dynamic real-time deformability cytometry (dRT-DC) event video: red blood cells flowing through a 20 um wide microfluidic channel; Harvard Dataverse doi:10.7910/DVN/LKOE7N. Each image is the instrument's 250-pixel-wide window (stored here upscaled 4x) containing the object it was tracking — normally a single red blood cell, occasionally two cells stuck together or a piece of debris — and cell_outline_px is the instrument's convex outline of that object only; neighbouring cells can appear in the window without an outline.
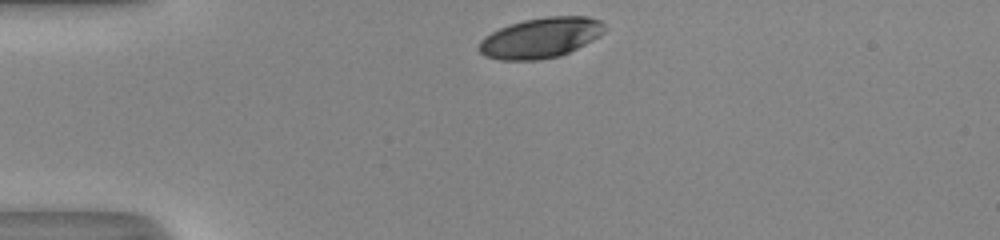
{"species": "human", "species_latin": "Homo sapiens", "temperature_condition": "room temperature", "stored_images_in_passage": 30, "camera_frame_rate_fps": 3000, "um_per_image_px": 0.085, "donor": {"sex": "male"}, "frame": {"image": 1, "passage_image": 1, "time_ms": 0.0, "image_size_px": [1000, 240], "cell_outline_px": [[608, 28], [600, 36], [560, 56], [540, 60], [500, 60], [484, 56], [476, 48], [480, 40], [484, 36], [500, 28], [524, 20], [548, 16], [588, 16], [600, 20]], "centroid_in_image_um": [45.95, 3.22], "position_along_channel_um": 39.1, "area_um2": 29.65}}
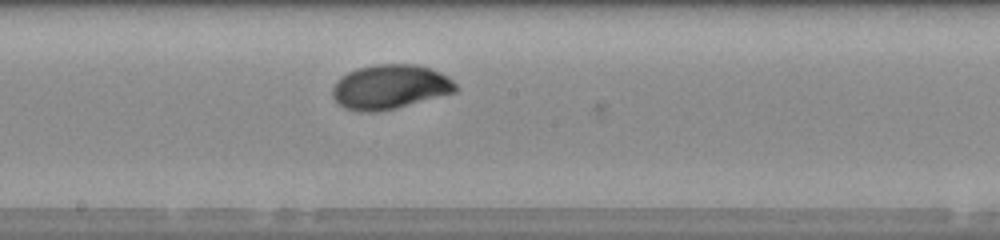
{"frame": {"image": 2, "passage_image": 17, "time_ms": 5.333, "image_size_px": [1000, 240], "cell_outline_px": [[460, 88], [456, 92], [396, 108], [380, 112], [360, 112], [344, 108], [332, 96], [332, 88], [336, 80], [340, 76], [356, 68], [376, 64], [416, 64], [440, 72], [448, 76]], "centroid_in_image_um": [33.14, 7.39], "position_along_channel_um": 215.1, "area_um2": 32.19}}
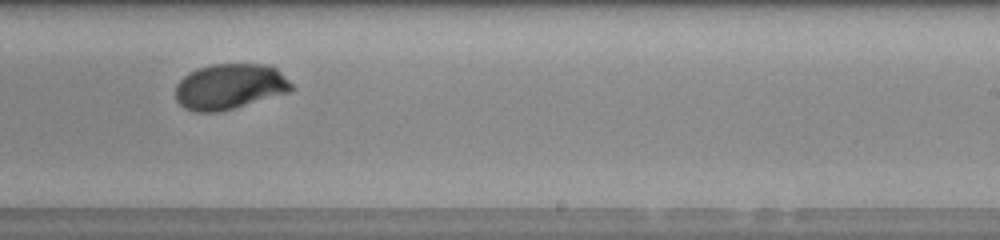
{"frame": {"image": 3, "passage_image": 21, "time_ms": 6.667, "image_size_px": [1000, 240], "cell_outline_px": [[296, 88], [288, 92], [232, 108], [216, 112], [196, 112], [184, 108], [176, 100], [176, 84], [188, 72], [196, 68], [212, 64], [268, 64], [276, 68]], "centroid_in_image_um": [19.5, 7.34], "position_along_channel_um": 269.5, "area_um2": 30.69}, "authors_computed_cell_mechanics": {"area_um2": 30.8941, "velocity_mm_per_s": 4.0867, "shape_relaxation_time_tau1_ms": 3.2644, "shape_relaxation_time_tau2_ms": null, "deformation_change_tau1": 0.1672, "deformation_change_tau2": null}}